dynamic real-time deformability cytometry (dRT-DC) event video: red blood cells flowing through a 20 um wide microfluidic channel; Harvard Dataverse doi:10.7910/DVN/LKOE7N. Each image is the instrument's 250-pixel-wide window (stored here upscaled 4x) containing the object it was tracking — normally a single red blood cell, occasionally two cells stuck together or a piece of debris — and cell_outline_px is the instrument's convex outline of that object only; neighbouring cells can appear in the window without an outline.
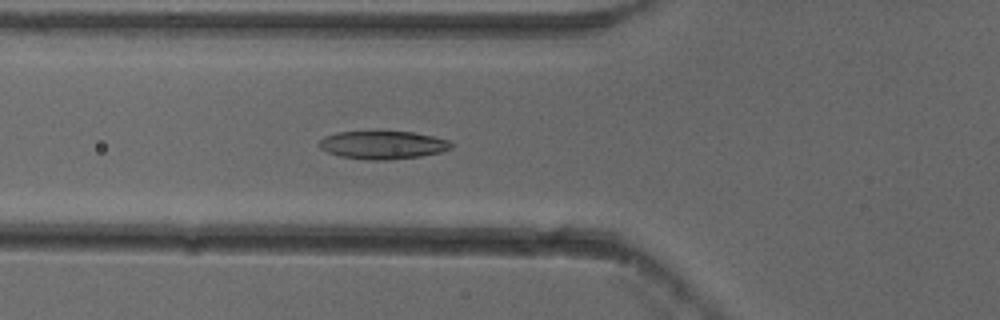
{"species": "common noctule bat (a hibernating species)", "species_latin": "Nyctalus noctula", "temperature_condition": "cold", "stored_images_in_passage": 43, "camera_frame_rate_fps": 3000, "um_per_image_px": 0.085, "animal": {"sex": "female"}, "frame": {"image": 1, "passage_image": 9, "time_ms": 2.667, "image_size_px": [1000, 320], "cell_outline_px": [[452, 148], [440, 152], [420, 156], [388, 160], [368, 160], [340, 156], [328, 152], [320, 148], [316, 144], [324, 136], [336, 132], [376, 128], [412, 132], [432, 136], [448, 140], [452, 144]], "centroid_in_image_um": [32.47, 12.27], "position_along_channel_um": 93.3, "area_um2": 22.6}}
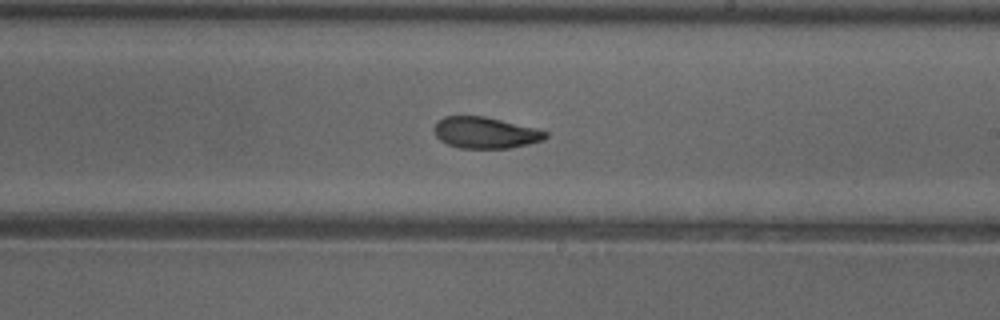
{"frame": {"image": 2, "passage_image": 21, "time_ms": 6.667, "image_size_px": [1000, 320], "cell_outline_px": [[548, 136], [544, 140], [528, 144], [508, 148], [460, 148], [448, 144], [440, 140], [436, 136], [432, 128], [444, 116], [484, 116], [536, 128], [548, 132]], "centroid_in_image_um": [41.26, 11.28], "position_along_channel_um": 247.7, "area_um2": 20.29}}
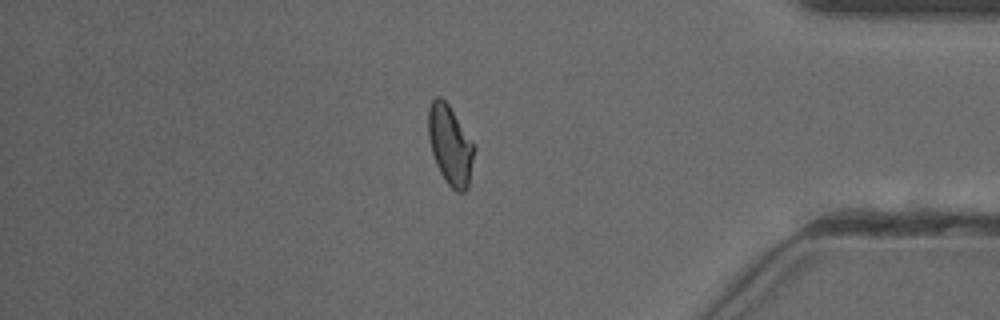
{"frame": {"image": 3, "passage_image": 35, "time_ms": 11.333, "image_size_px": [1000, 320], "cell_outline_px": [[476, 148], [468, 188], [464, 192], [456, 192], [448, 184], [440, 172], [436, 164], [432, 152], [428, 136], [428, 108], [432, 100], [436, 96], [440, 96], [448, 104]], "centroid_in_image_um": [38.27, 12.35], "position_along_channel_um": 396.9, "area_um2": 21.15}, "authors_computed_cell_mechanics": {"area_um2": 20.9814, "velocity_mm_per_s": 3.8432, "shape_relaxation_time_tau1_ms": 6.0332, "shape_relaxation_time_tau2_ms": 2.0631, "deformation_change_tau1": 0.1544, "deformation_change_tau2": 0.0785}}